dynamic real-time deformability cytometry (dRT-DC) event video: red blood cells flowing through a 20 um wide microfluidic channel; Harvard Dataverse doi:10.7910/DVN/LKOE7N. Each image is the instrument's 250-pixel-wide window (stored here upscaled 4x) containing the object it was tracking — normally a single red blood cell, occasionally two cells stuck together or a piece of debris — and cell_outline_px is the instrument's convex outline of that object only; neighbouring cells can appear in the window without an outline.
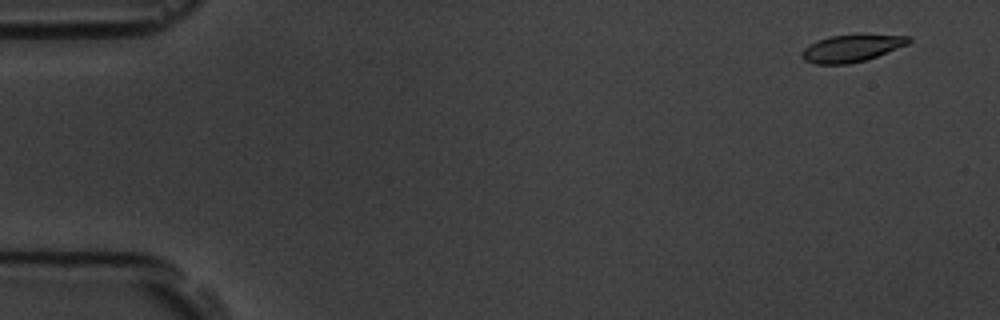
{"species": "common noctule bat (a hibernating species)", "species_latin": "Nyctalus noctula", "temperature_condition": "room temperature", "stored_images_in_passage": 6, "segment_of_instrument_passage": [1, 2], "camera_frame_rate_fps": 3000, "um_per_image_px": 0.085, "animal": {"sex": "male", "body_mass_g": 19.5, "forearm_length_mm": 54.6}, "frame": {"image": 1, "passage_image": 1, "time_ms": 0.0, "image_size_px": [1000, 320], "cell_outline_px": [[912, 40], [908, 44], [876, 56], [864, 60], [848, 64], [816, 64], [804, 60], [800, 56], [800, 52], [808, 44], [816, 40], [828, 36], [860, 32], [908, 36]], "centroid_in_image_um": [72.36, 4.05], "position_along_channel_um": 12.6, "area_um2": 17.57}}
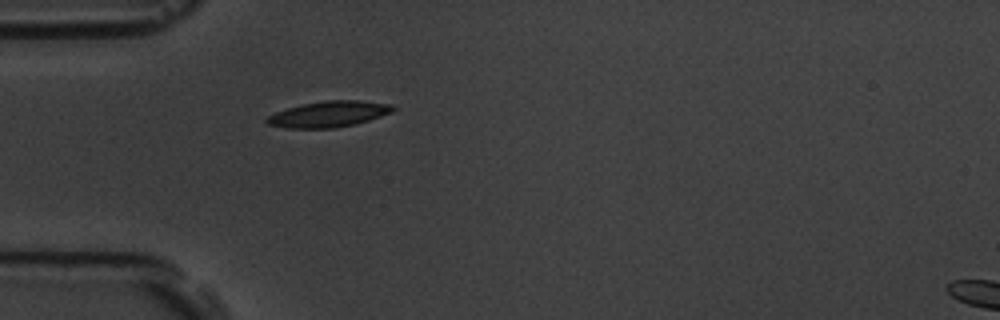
{"frame": {"image": 2, "passage_image": 5, "time_ms": 4.667, "image_size_px": [1000, 320], "cell_outline_px": [[396, 108], [392, 112], [356, 124], [332, 128], [288, 128], [268, 124], [264, 120], [268, 116], [276, 112], [288, 108], [304, 104], [328, 100], [360, 100], [392, 104]], "centroid_in_image_um": [27.97, 9.7], "position_along_channel_um": 57.0, "area_um2": 18.9}}